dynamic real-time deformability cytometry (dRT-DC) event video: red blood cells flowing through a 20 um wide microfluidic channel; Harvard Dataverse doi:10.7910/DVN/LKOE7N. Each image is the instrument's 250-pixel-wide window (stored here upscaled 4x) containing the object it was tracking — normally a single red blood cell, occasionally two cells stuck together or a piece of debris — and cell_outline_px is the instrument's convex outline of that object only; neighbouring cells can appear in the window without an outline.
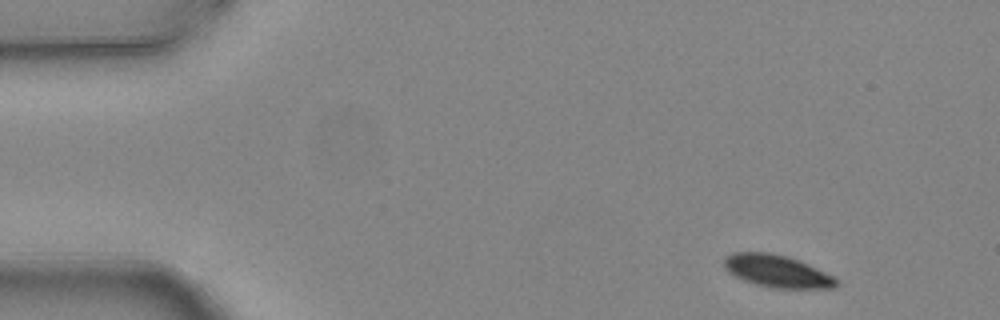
{"species": "common noctule bat (a hibernating species)", "species_latin": "Nyctalus noctula", "temperature_condition": "warm", "stored_images_in_passage": 4, "camera_frame_rate_fps": 3000, "um_per_image_px": 0.085, "animal": {"sex": "female", "body_mass_g": 24.6, "forearm_length_mm": 56.2}, "frame": {"image": 1, "passage_image": 1, "time_ms": 0.0, "image_size_px": [1000, 320], "cell_outline_px": [[840, 284], [836, 288], [772, 288], [756, 284], [744, 280], [728, 272], [724, 268], [724, 256], [732, 252], [768, 252], [788, 256], [800, 260], [840, 280]], "centroid_in_image_um": [66.05, 23.04], "position_along_channel_um": 18.9, "area_um2": 21.33}}
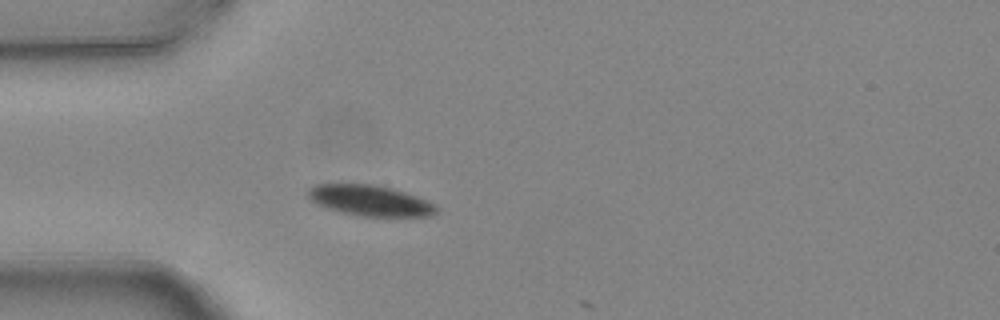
{"frame": {"image": 2, "passage_image": 4, "time_ms": 1.0, "image_size_px": [1000, 320], "cell_outline_px": [[440, 208], [432, 216], [360, 216], [328, 208], [316, 204], [304, 192], [308, 188], [316, 184], [372, 184], [392, 188], [416, 196], [436, 204]], "centroid_in_image_um": [31.46, 17.04], "position_along_channel_um": 53.5, "area_um2": 22.95}}